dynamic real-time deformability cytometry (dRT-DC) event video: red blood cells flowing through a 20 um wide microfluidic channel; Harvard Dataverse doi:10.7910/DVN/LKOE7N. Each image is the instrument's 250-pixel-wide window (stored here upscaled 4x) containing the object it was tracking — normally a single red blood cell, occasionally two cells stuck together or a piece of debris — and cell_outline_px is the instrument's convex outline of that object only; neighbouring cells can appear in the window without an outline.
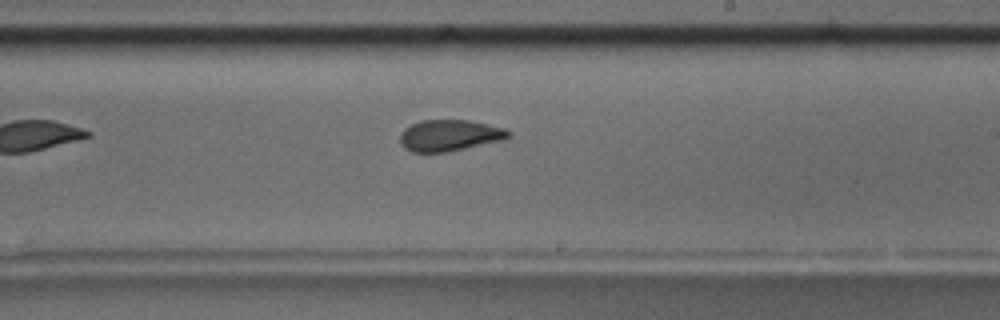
{"species": "common noctule bat (a hibernating species)", "species_latin": "Nyctalus noctula", "temperature_condition": "room temperature", "stored_images_in_passage": 10, "camera_frame_rate_fps": 3000, "um_per_image_px": 0.085, "animal": {"sex": "male", "body_mass_g": 17.5, "forearm_length_mm": 52.3}, "frame": {"image": 1, "passage_image": 10, "time_ms": 10.333, "image_size_px": [1000, 320], "cell_outline_px": [[512, 136], [504, 140], [448, 152], [412, 152], [404, 148], [400, 144], [400, 132], [404, 128], [420, 120], [468, 120], [488, 124], [504, 128], [512, 132]], "centroid_in_image_um": [38.22, 11.51], "position_along_channel_um": 250.8, "area_um2": 20.06}}